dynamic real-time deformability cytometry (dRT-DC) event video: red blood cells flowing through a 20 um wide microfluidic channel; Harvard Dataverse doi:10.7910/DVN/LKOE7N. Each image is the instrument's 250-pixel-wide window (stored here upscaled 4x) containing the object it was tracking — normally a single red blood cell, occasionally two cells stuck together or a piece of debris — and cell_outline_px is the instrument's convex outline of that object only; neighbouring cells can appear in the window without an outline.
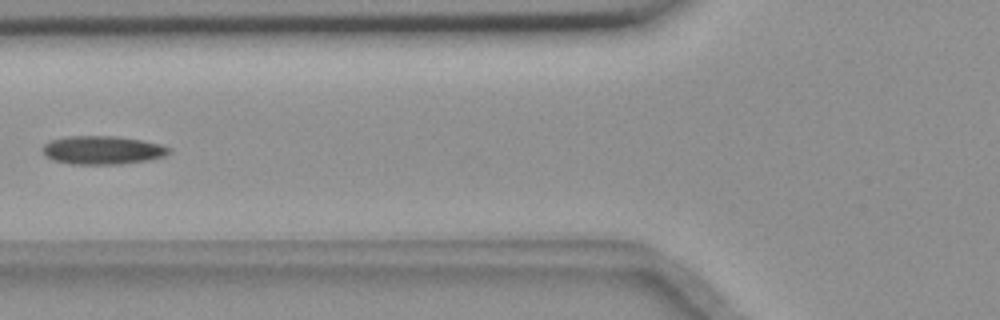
{"species": "common noctule bat (a hibernating species)", "species_latin": "Nyctalus noctula", "temperature_condition": "room temperature", "stored_images_in_passage": 7, "camera_frame_rate_fps": 3000, "um_per_image_px": 0.085, "animal": {"sex": "female", "body_mass_g": 18.4}, "frame": {"image": 1, "passage_image": 6, "time_ms": 1.667, "image_size_px": [1000, 320], "cell_outline_px": [[172, 152], [164, 156], [148, 160], [120, 164], [68, 164], [52, 160], [44, 156], [40, 148], [44, 144], [52, 140], [68, 136], [116, 136], [140, 140], [160, 144], [172, 148]], "centroid_in_image_um": [8.68, 12.76], "position_along_channel_um": 117.1, "area_um2": 21.15}}
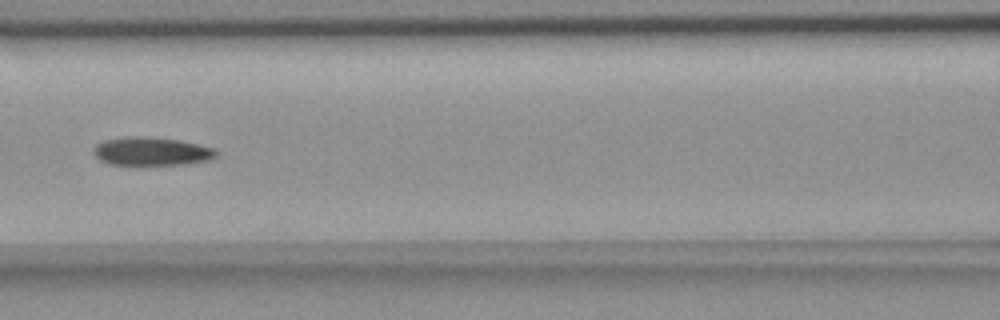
{"frame": {"image": 2, "passage_image": 7, "time_ms": 2.0, "image_size_px": [1000, 320], "cell_outline_px": [[216, 156], [212, 160], [188, 164], [136, 168], [108, 164], [100, 160], [92, 152], [96, 144], [104, 140], [180, 140], [216, 148]], "centroid_in_image_um": [12.93, 13.0], "position_along_channel_um": 153.7, "area_um2": 20.17}}